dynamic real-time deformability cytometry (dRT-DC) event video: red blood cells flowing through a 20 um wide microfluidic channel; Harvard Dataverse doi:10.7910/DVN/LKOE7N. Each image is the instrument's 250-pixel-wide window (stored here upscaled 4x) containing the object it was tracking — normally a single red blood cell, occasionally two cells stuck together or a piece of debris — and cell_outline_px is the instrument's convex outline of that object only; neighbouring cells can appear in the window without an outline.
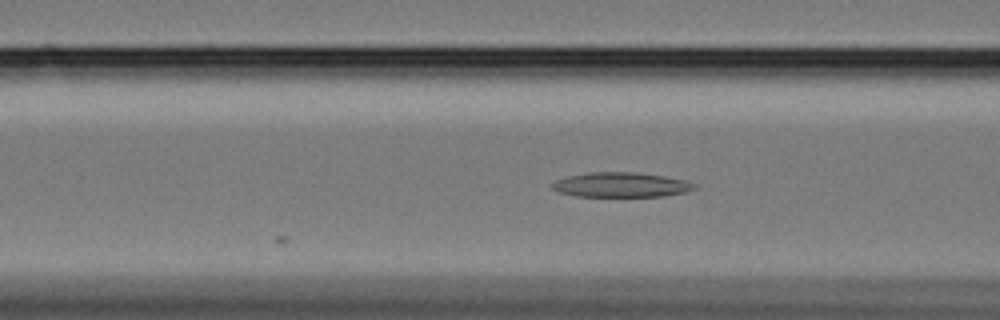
{"species": "Egyptian fruit bat (a non-hibernating species)", "species_latin": "Rousettus aegyptiacus", "temperature_condition": "cold", "stored_images_in_passage": 12, "camera_frame_rate_fps": 3000, "um_per_image_px": 0.085, "animal": {"sex": "female"}, "frame": {"image": 1, "passage_image": 6, "time_ms": 1.667, "image_size_px": [1000, 320], "cell_outline_px": [[696, 188], [684, 192], [664, 196], [576, 196], [560, 192], [552, 188], [552, 184], [556, 180], [568, 176], [592, 172], [636, 172], [664, 176], [684, 180], [696, 184]], "centroid_in_image_um": [52.8, 15.7], "position_along_channel_um": 113.8, "area_um2": 20.29}}
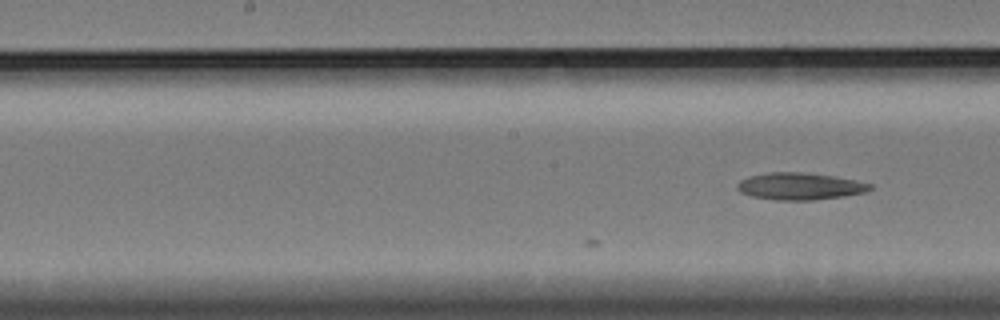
{"frame": {"image": 2, "passage_image": 12, "time_ms": 3.667, "image_size_px": [1000, 320], "cell_outline_px": [[872, 188], [864, 192], [844, 196], [812, 200], [776, 200], [752, 196], [740, 192], [736, 188], [736, 184], [740, 180], [752, 176], [768, 172], [800, 172], [832, 176], [856, 180], [872, 184]], "centroid_in_image_um": [67.97, 15.83], "position_along_channel_um": 180.2, "area_um2": 20.75}}